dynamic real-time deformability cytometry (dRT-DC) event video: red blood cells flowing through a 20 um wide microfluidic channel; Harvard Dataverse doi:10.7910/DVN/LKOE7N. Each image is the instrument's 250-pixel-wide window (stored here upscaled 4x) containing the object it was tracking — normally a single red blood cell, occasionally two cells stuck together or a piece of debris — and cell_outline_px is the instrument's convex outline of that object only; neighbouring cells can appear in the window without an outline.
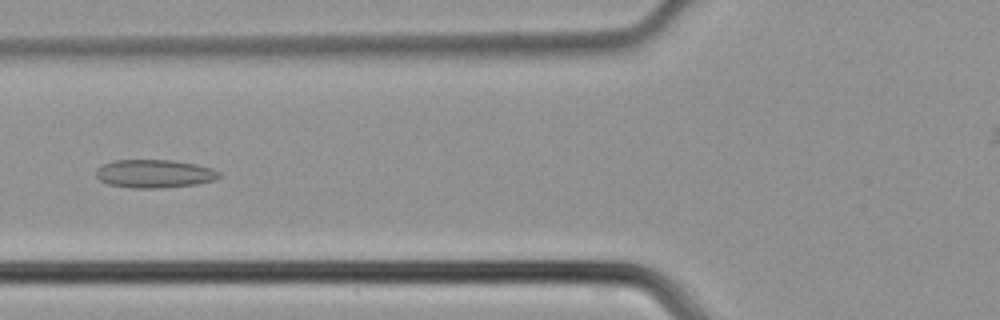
{"species": "common noctule bat (a hibernating species)", "species_latin": "Nyctalus noctula", "temperature_condition": "cold", "stored_images_in_passage": 46, "camera_frame_rate_fps": 3000, "um_per_image_px": 0.085, "animal": {"sex": "male", "body_mass_g": 21.5, "forearm_length_mm": 52.0}, "frame": {"image": 1, "passage_image": 18, "time_ms": 5.667, "image_size_px": [1000, 320], "cell_outline_px": [[220, 176], [216, 180], [196, 184], [164, 188], [132, 188], [108, 184], [100, 180], [96, 176], [96, 168], [112, 160], [172, 160], [196, 164], [212, 168], [220, 172]], "centroid_in_image_um": [13.13, 14.76], "position_along_channel_um": 112.7, "area_um2": 20.4}}
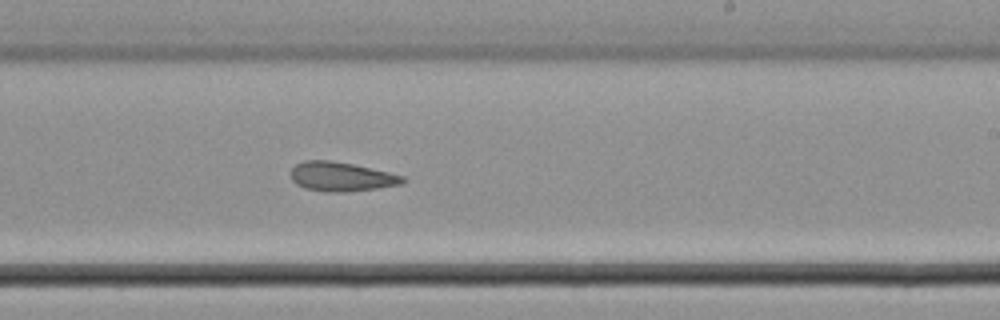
{"frame": {"image": 2, "passage_image": 28, "time_ms": 9.0, "image_size_px": [1000, 320], "cell_outline_px": [[408, 180], [400, 184], [376, 188], [340, 192], [328, 192], [304, 188], [296, 184], [292, 180], [292, 168], [296, 164], [304, 160], [332, 160], [352, 164], [388, 172], [404, 176]], "centroid_in_image_um": [29.0, 15.01], "position_along_channel_um": 260.0, "area_um2": 18.9}}
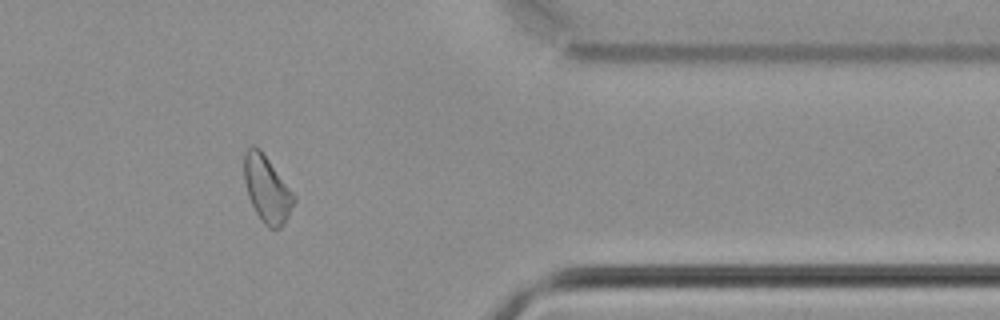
{"frame": {"image": 3, "passage_image": 38, "time_ms": 12.333, "image_size_px": [1000, 320], "cell_outline_px": [[296, 200], [288, 216], [280, 228], [268, 228], [260, 220], [248, 196], [244, 180], [244, 152], [252, 144], [260, 148], [296, 196]], "centroid_in_image_um": [22.68, 16.05], "position_along_channel_um": 388.7, "area_um2": 19.31}}